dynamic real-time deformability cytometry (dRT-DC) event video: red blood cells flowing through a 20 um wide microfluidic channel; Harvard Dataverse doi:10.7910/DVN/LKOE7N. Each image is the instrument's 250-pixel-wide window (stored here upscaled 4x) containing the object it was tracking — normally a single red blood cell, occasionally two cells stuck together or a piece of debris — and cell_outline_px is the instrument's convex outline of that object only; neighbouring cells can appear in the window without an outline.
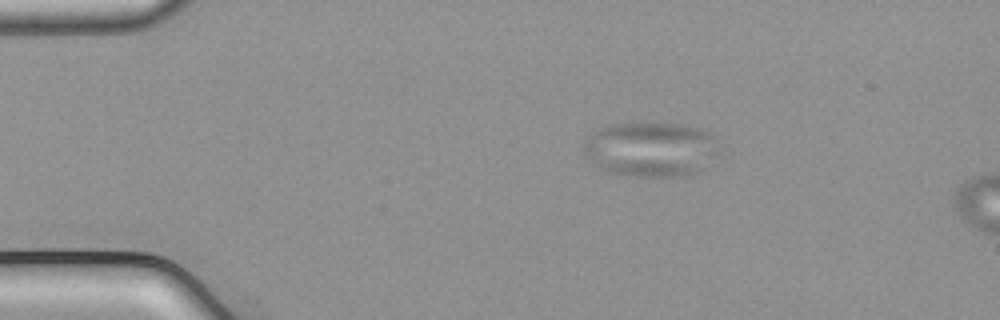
{"species": "common noctule bat (a hibernating species)", "species_latin": "Nyctalus noctula", "temperature_condition": "cold", "stored_images_in_passage": 45, "camera_frame_rate_fps": 3000, "um_per_image_px": 0.085, "animal": {"sex": "male", "body_mass_g": 21.5, "forearm_length_mm": 52.0}, "frame": {"image": 1, "passage_image": 1, "time_ms": 0.0, "image_size_px": [1000, 320], "cell_outline_px": [[724, 152], [720, 156], [696, 172], [684, 176], [640, 176], [608, 172], [584, 156], [584, 140], [592, 132], [608, 124], [676, 124], [696, 128], [708, 132], [712, 136]], "centroid_in_image_um": [55.36, 12.69], "position_along_channel_um": 29.6, "area_um2": 43.18}}
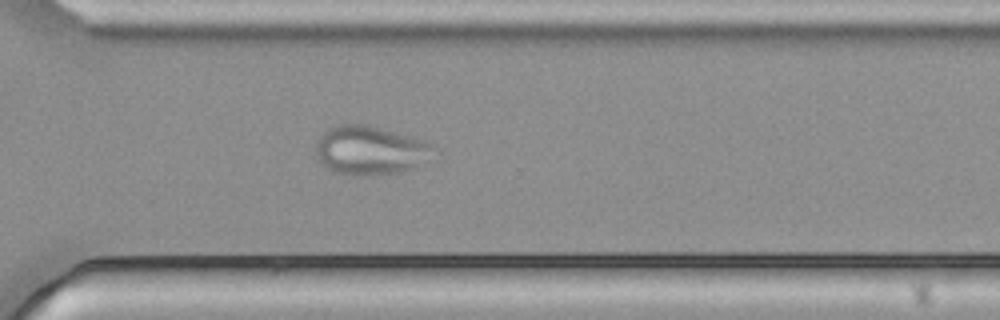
{"frame": {"image": 2, "passage_image": 30, "time_ms": 9.667, "image_size_px": [1000, 320], "cell_outline_px": [[432, 144], [424, 164], [416, 168], [400, 172], [364, 176], [356, 176], [332, 172], [316, 156], [316, 140], [328, 128], [340, 124], [368, 124], [424, 140]], "centroid_in_image_um": [31.41, 12.78], "position_along_channel_um": 339.2, "area_um2": 33.47}}
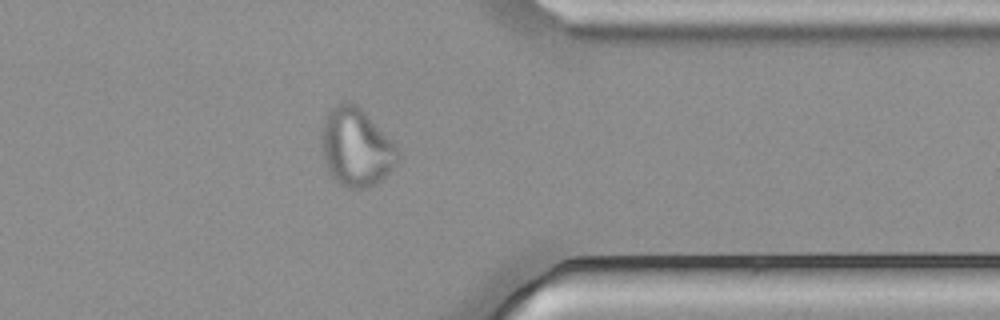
{"frame": {"image": 3, "passage_image": 34, "time_ms": 11.0, "image_size_px": [1000, 320], "cell_outline_px": [[400, 160], [376, 184], [368, 188], [348, 188], [340, 184], [328, 172], [324, 164], [320, 148], [320, 132], [324, 120], [328, 112], [340, 100], [348, 100], [356, 104], [364, 112], [396, 148], [400, 156]], "centroid_in_image_um": [30.19, 12.52], "position_along_channel_um": 381.2, "area_um2": 34.74}}